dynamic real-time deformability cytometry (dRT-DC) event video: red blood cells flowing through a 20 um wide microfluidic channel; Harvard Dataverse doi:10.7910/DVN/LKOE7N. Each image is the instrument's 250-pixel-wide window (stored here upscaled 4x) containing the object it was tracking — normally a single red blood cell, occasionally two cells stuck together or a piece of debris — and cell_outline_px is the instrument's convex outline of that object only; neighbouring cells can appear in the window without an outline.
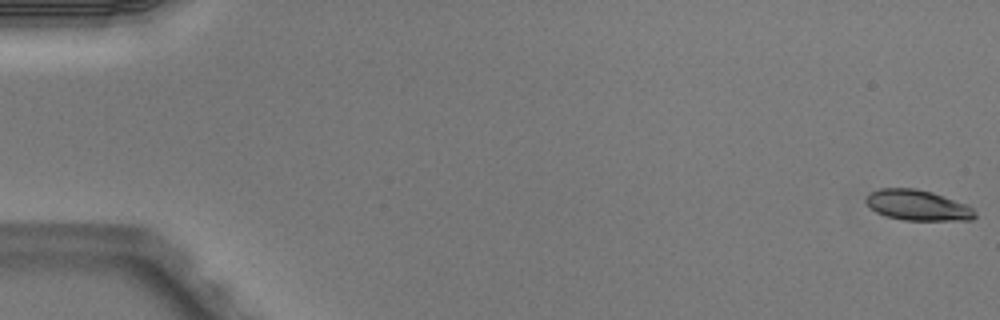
{"species": "Egyptian fruit bat (a non-hibernating species)", "species_latin": "Rousettus aegyptiacus", "temperature_condition": "warm", "stored_images_in_passage": 5, "camera_frame_rate_fps": 3000, "um_per_image_px": 0.085, "animal": {"sex": "male"}, "frame": {"image": 1, "passage_image": 1, "time_ms": 0.0, "image_size_px": [1000, 320], "cell_outline_px": [[976, 216], [972, 220], [904, 220], [888, 216], [876, 212], [864, 200], [872, 192], [880, 188], [916, 188], [932, 192], [968, 204], [976, 212]], "centroid_in_image_um": [78.05, 17.44], "position_along_channel_um": 7.0, "area_um2": 19.31}}